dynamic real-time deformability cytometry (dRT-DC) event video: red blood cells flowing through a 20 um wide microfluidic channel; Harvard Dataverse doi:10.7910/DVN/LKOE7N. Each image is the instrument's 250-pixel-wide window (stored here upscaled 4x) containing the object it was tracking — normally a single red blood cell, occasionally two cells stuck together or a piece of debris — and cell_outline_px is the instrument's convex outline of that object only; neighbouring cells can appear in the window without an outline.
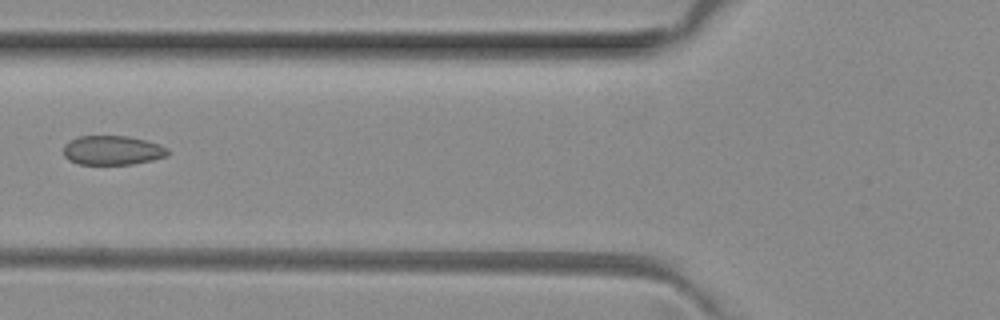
{"species": "common noctule bat (a hibernating species)", "species_latin": "Nyctalus noctula", "temperature_condition": "room temperature", "stored_images_in_passage": 4, "camera_frame_rate_fps": 3000, "um_per_image_px": 0.085, "animal": {"sex": "female", "body_mass_g": 29.2, "forearm_length_mm": 56.3}, "frame": {"image": 1, "passage_image": 2, "time_ms": 0.333, "image_size_px": [1000, 320], "cell_outline_px": [[168, 156], [152, 160], [132, 164], [80, 164], [68, 160], [64, 156], [64, 144], [68, 140], [80, 136], [128, 136], [160, 144], [168, 148]], "centroid_in_image_um": [9.55, 12.77], "position_along_channel_um": 116.3, "area_um2": 17.86}}
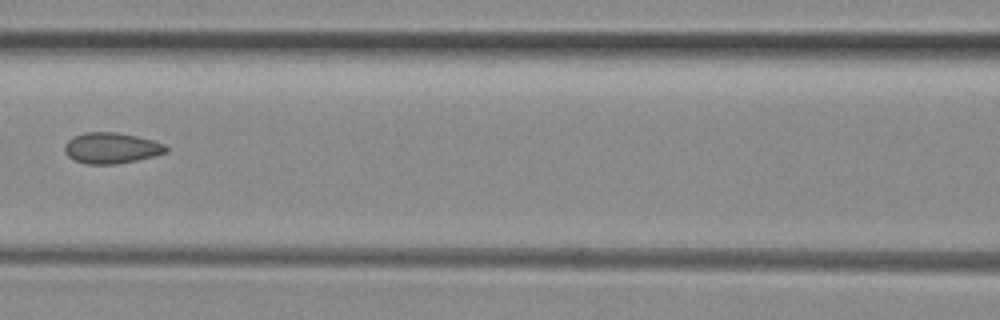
{"frame": {"image": 2, "passage_image": 3, "time_ms": 0.667, "image_size_px": [1000, 320], "cell_outline_px": [[168, 152], [136, 160], [116, 164], [84, 164], [72, 160], [64, 152], [64, 144], [68, 140], [84, 132], [116, 132], [136, 136], [152, 140], [164, 144], [168, 148]], "centroid_in_image_um": [9.43, 12.59], "position_along_channel_um": 157.2, "area_um2": 18.26}}
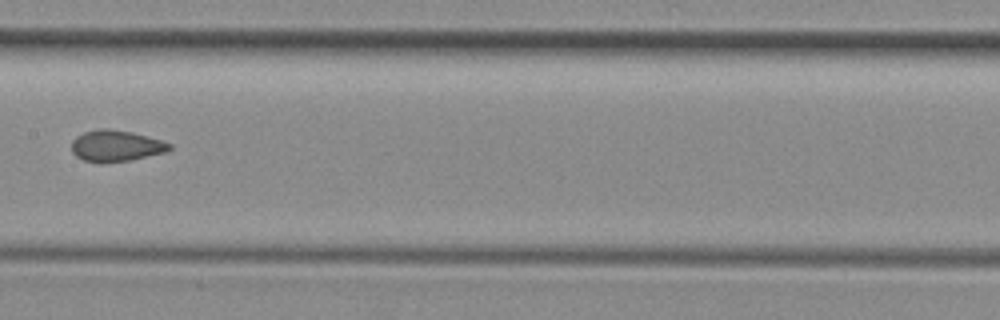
{"frame": {"image": 3, "passage_image": 4, "time_ms": 1.0, "image_size_px": [1000, 320], "cell_outline_px": [[172, 148], [164, 152], [128, 160], [100, 164], [84, 160], [76, 156], [72, 152], [72, 140], [76, 136], [84, 132], [100, 128], [108, 128], [132, 132], [160, 140], [172, 144]], "centroid_in_image_um": [9.81, 12.4], "position_along_channel_um": 197.6, "area_um2": 17.8}}